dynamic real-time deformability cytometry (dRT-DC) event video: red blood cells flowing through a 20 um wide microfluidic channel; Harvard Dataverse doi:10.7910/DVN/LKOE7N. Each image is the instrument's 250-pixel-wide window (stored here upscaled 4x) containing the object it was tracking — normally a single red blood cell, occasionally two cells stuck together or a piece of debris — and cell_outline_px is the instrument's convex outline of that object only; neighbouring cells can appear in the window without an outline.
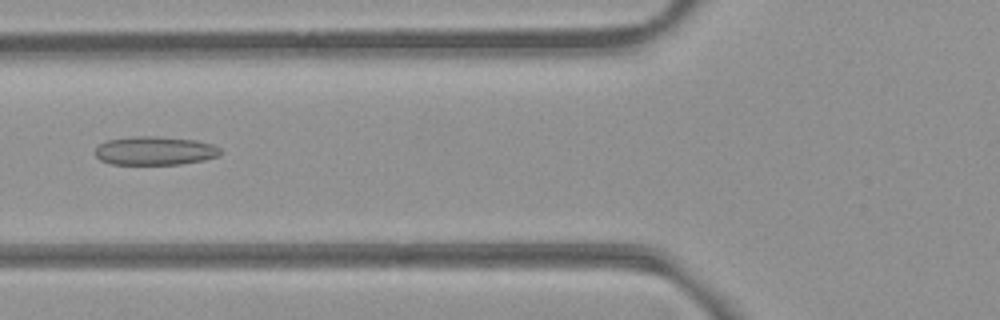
{"species": "common noctule bat (a hibernating species)", "species_latin": "Nyctalus noctula", "temperature_condition": "room temperature", "stored_images_in_passage": 53, "camera_frame_rate_fps": 3000, "um_per_image_px": 0.085, "animal": {"sex": "female", "body_mass_g": 21.9}, "frame": {"image": 1, "passage_image": 21, "time_ms": 6.667, "image_size_px": [1000, 320], "cell_outline_px": [[220, 152], [216, 156], [204, 160], [180, 164], [112, 164], [100, 160], [96, 156], [96, 148], [100, 144], [108, 140], [136, 136], [156, 136], [196, 140], [212, 144], [220, 148]], "centroid_in_image_um": [13.16, 12.81], "position_along_channel_um": 112.6, "area_um2": 20.69}}
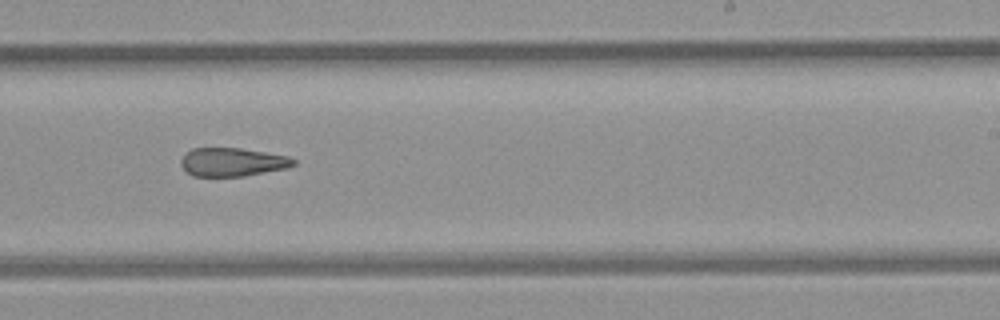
{"frame": {"image": 2, "passage_image": 33, "time_ms": 10.667, "image_size_px": [1000, 320], "cell_outline_px": [[296, 164], [288, 168], [244, 176], [192, 176], [180, 164], [180, 160], [184, 152], [192, 148], [240, 148], [288, 156], [296, 160]], "centroid_in_image_um": [19.74, 13.77], "position_along_channel_um": 269.3, "area_um2": 18.79}}
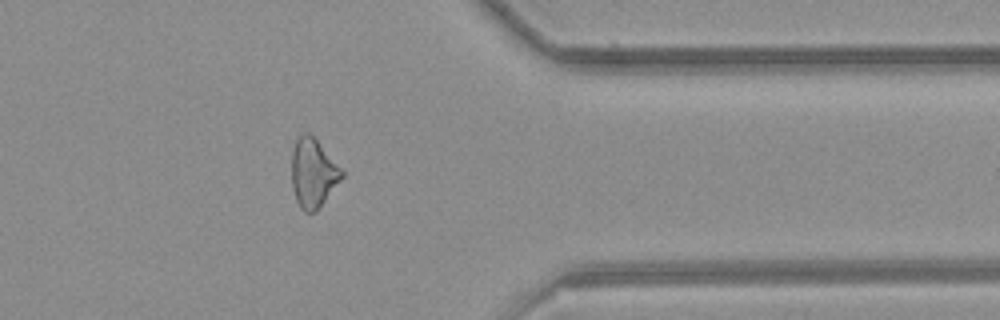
{"frame": {"image": 3, "passage_image": 43, "time_ms": 14.0, "image_size_px": [1000, 320], "cell_outline_px": [[344, 176], [316, 212], [304, 212], [300, 208], [296, 200], [292, 188], [292, 152], [296, 140], [300, 132], [308, 132], [316, 140], [344, 172]], "centroid_in_image_um": [26.59, 14.73], "position_along_channel_um": 384.8, "area_um2": 20.0}, "authors_computed_cell_mechanics": {"area_um2": 20.7502, "velocity_mm_per_s": 3.9092, "shape_relaxation_time_tau1_ms": null, "shape_relaxation_time_tau2_ms": 5.4357, "deformation_change_tau1": null, "deformation_change_tau2": 0.1704}}